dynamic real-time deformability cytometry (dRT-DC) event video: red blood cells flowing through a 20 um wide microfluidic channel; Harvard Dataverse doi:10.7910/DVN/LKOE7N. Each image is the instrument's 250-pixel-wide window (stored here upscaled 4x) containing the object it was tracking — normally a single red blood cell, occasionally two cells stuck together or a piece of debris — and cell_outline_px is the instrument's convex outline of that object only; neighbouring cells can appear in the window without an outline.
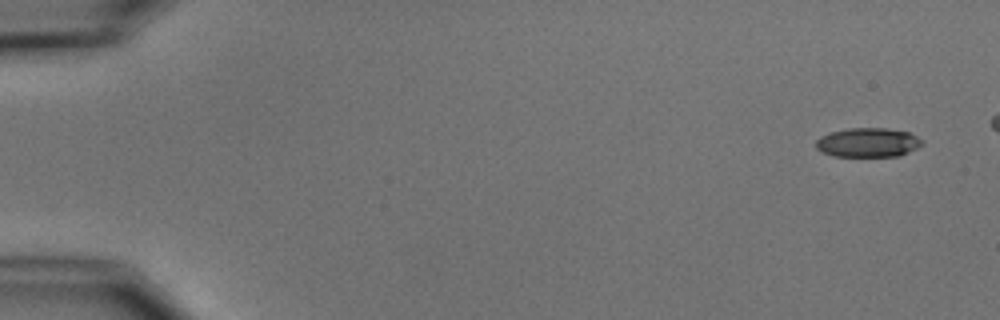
{"species": "common noctule bat (a hibernating species)", "species_latin": "Nyctalus noctula", "temperature_condition": "cold", "stored_images_in_passage": 5, "camera_frame_rate_fps": 3000, "um_per_image_px": 0.085, "animal": {"sex": "male", "body_mass_g": 15.6}, "frame": {"image": 1, "passage_image": 1, "time_ms": 0.0, "image_size_px": [1000, 320], "cell_outline_px": [[924, 144], [900, 156], [836, 156], [824, 152], [816, 148], [816, 140], [820, 136], [828, 132], [848, 128], [888, 128], [908, 132], [924, 140]], "centroid_in_image_um": [73.79, 12.1], "position_along_channel_um": 11.2, "area_um2": 18.15}}